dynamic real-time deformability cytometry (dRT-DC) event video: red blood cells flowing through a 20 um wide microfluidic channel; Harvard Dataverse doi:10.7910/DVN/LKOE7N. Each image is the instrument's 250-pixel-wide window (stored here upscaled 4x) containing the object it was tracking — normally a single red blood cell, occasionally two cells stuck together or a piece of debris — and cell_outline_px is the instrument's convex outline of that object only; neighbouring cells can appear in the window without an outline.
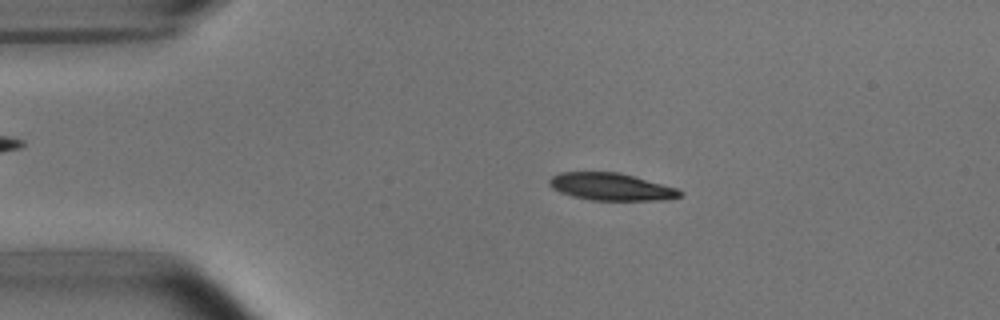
{"species": "common noctule bat (a hibernating species)", "species_latin": "Nyctalus noctula", "temperature_condition": "room temperature", "stored_images_in_passage": 51, "camera_frame_rate_fps": 3000, "um_per_image_px": 0.085, "animal": {"sex": "male", "body_mass_g": 15.6}, "frame": {"image": 1, "passage_image": 9, "time_ms": 2.667, "image_size_px": [1000, 320], "cell_outline_px": [[684, 192], [680, 196], [668, 200], [592, 200], [572, 196], [560, 192], [552, 188], [548, 184], [548, 180], [552, 176], [560, 172], [616, 172], [632, 176], [676, 188]], "centroid_in_image_um": [51.91, 15.88], "position_along_channel_um": 33.1, "area_um2": 20.63}}
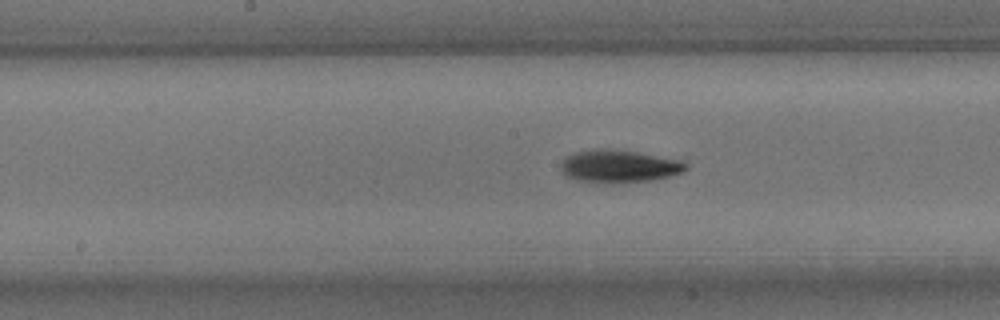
{"frame": {"image": 2, "passage_image": 25, "time_ms": 8.0, "image_size_px": [1000, 320], "cell_outline_px": [[688, 168], [684, 172], [672, 176], [652, 180], [612, 184], [608, 184], [576, 180], [564, 176], [560, 172], [560, 164], [568, 156], [576, 152], [592, 148], [608, 148], [636, 152], [680, 160], [688, 164]], "centroid_in_image_um": [52.6, 14.15], "position_along_channel_um": 195.6, "area_um2": 24.28}}
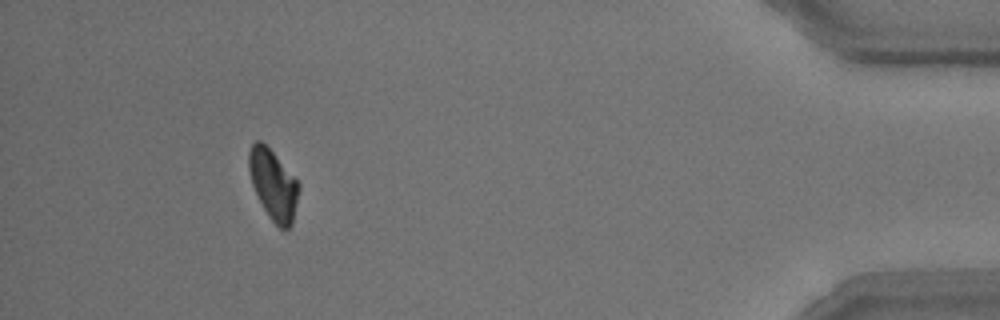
{"frame": {"image": 3, "passage_image": 47, "time_ms": 15.333, "image_size_px": [1000, 320], "cell_outline_px": [[300, 188], [292, 224], [288, 228], [280, 228], [268, 216], [252, 184], [248, 168], [248, 152], [252, 144], [256, 140], [260, 140], [272, 152], [300, 184]], "centroid_in_image_um": [23.22, 15.69], "position_along_channel_um": 412.0, "area_um2": 20.0}, "authors_computed_cell_mechanics": {"area_um2": 21.5594, "velocity_mm_per_s": 3.7818, "shape_relaxation_time_tau1_ms": 2.7567, "shape_relaxation_time_tau2_ms": null, "deformation_change_tau1": 0.1093, "deformation_change_tau2": null}}